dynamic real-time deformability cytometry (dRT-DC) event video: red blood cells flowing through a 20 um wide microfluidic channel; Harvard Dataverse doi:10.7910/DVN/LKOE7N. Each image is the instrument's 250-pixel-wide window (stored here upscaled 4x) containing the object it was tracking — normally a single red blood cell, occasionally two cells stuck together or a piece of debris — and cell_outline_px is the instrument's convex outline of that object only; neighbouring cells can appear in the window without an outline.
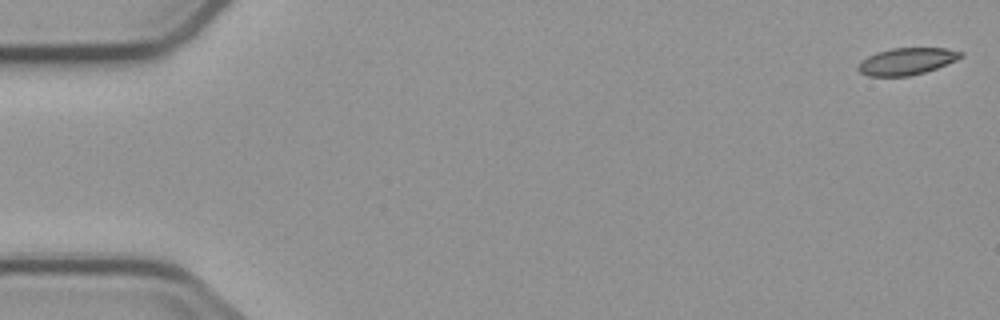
{"species": "common noctule bat (a hibernating species)", "species_latin": "Nyctalus noctula", "temperature_condition": "cold", "stored_images_in_passage": 3, "camera_frame_rate_fps": 3000, "um_per_image_px": 0.085, "animal": {"sex": "male", "body_mass_g": 23.1, "forearm_length_mm": 52.7}, "frame": {"image": 1, "passage_image": 1, "time_ms": 0.0, "image_size_px": [1000, 320], "cell_outline_px": [[964, 56], [956, 60], [936, 68], [924, 72], [908, 76], [868, 76], [860, 72], [856, 68], [860, 60], [876, 52], [892, 48], [944, 48], [964, 52]], "centroid_in_image_um": [77.05, 5.2], "position_along_channel_um": 8.0, "area_um2": 16.13}}